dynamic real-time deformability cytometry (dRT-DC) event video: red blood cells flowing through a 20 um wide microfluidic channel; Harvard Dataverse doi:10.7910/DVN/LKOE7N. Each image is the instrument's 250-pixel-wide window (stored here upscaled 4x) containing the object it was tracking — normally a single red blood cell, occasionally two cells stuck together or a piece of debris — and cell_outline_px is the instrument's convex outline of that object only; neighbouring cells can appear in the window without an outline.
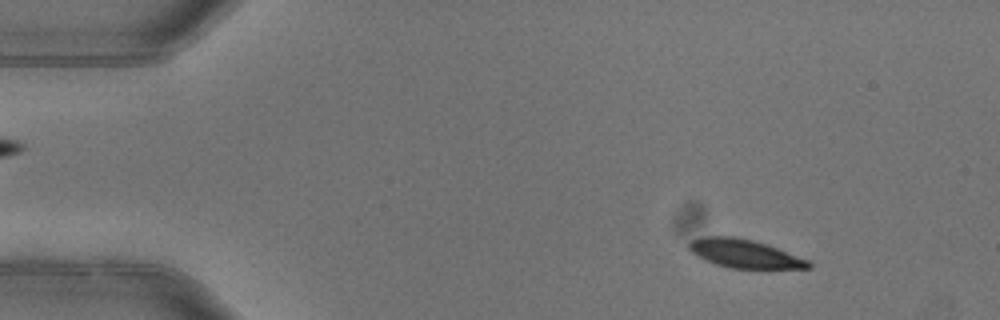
{"species": "common noctule bat (a hibernating species)", "species_latin": "Nyctalus noctula", "temperature_condition": "warm", "stored_images_in_passage": 5, "camera_frame_rate_fps": 3000, "um_per_image_px": 0.085, "animal": {"sex": "female"}, "frame": {"image": 1, "passage_image": 1, "time_ms": 0.0, "image_size_px": [1000, 320], "cell_outline_px": [[812, 268], [728, 268], [704, 260], [696, 256], [688, 248], [688, 244], [692, 240], [704, 236], [736, 236], [768, 244], [808, 260], [812, 264]], "centroid_in_image_um": [63.26, 21.55], "position_along_channel_um": 21.7, "area_um2": 19.83}}
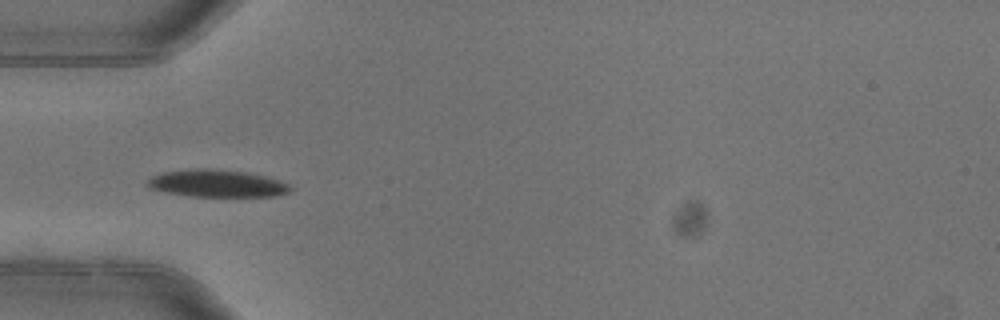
{"frame": {"image": 2, "passage_image": 3, "time_ms": 0.667, "image_size_px": [1000, 320], "cell_outline_px": [[292, 192], [280, 196], [188, 196], [164, 192], [148, 188], [144, 184], [152, 176], [164, 172], [196, 168], [212, 168], [244, 172], [264, 176], [280, 180], [288, 184], [292, 188]], "centroid_in_image_um": [18.44, 15.6], "position_along_channel_um": 66.6, "area_um2": 22.95}}
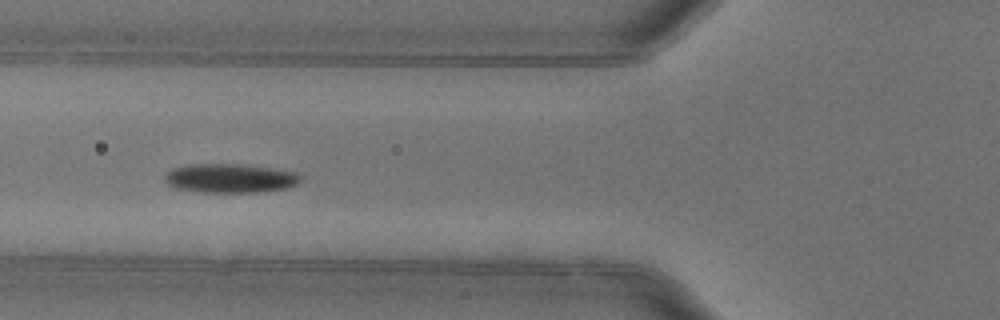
{"frame": {"image": 3, "passage_image": 4, "time_ms": 1.0, "image_size_px": [1000, 320], "cell_outline_px": [[300, 180], [296, 184], [284, 188], [256, 192], [200, 192], [176, 188], [168, 184], [164, 180], [164, 176], [172, 168], [188, 164], [240, 164], [272, 168], [296, 172], [300, 176]], "centroid_in_image_um": [19.51, 15.14], "position_along_channel_um": 106.3, "area_um2": 22.83}}